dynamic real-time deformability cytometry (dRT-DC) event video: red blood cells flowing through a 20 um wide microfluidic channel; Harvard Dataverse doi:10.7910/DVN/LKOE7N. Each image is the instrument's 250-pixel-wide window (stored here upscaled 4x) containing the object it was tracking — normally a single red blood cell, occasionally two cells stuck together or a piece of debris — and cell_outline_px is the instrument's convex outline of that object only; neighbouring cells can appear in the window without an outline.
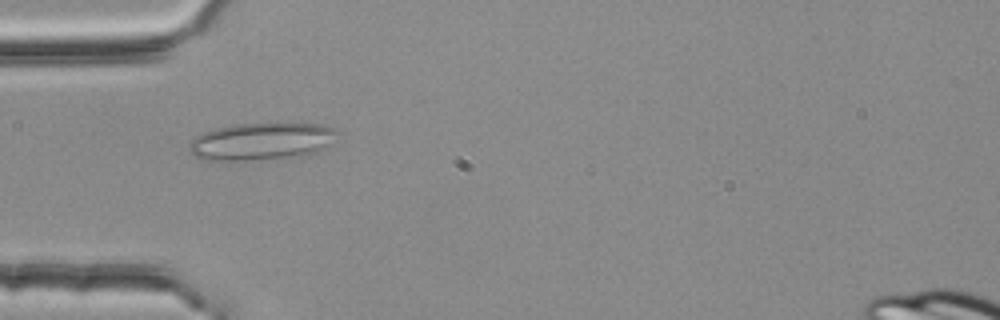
{"species": "common noctule bat (a hibernating species)", "species_latin": "Nyctalus noctula", "temperature_condition": "room temperature", "stored_images_in_passage": 9, "camera_frame_rate_fps": 3000, "um_per_image_px": 0.085, "animal": {"sex": "female", "body_mass_g": 25.1}, "frame": {"image": 1, "passage_image": 6, "time_ms": 1.667, "image_size_px": [1000, 320], "cell_outline_px": [[340, 132], [320, 152], [308, 156], [248, 160], [208, 160], [196, 156], [188, 152], [188, 144], [196, 136], [212, 128], [236, 124], [320, 124], [336, 128]], "centroid_in_image_um": [22.24, 12.02], "position_along_channel_um": 62.8, "area_um2": 32.43}}
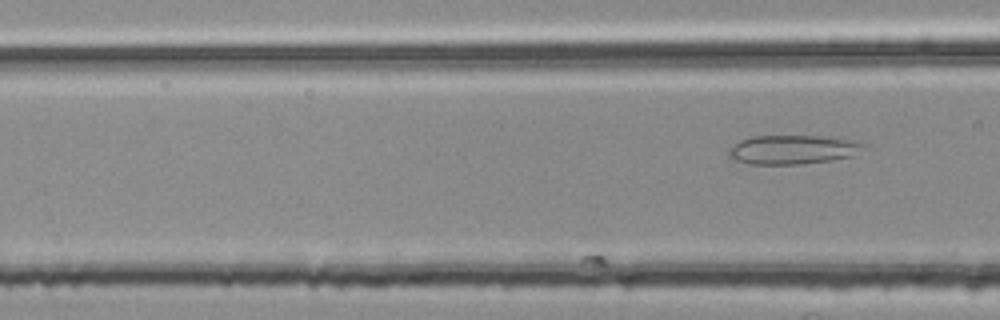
{"frame": {"image": 2, "passage_image": 9, "time_ms": 2.667, "image_size_px": [1000, 320], "cell_outline_px": [[868, 144], [852, 156], [832, 160], [796, 164], [748, 164], [736, 160], [728, 156], [728, 152], [740, 140], [752, 136], [820, 136], [852, 140]], "centroid_in_image_um": [67.39, 12.71], "position_along_channel_um": 99.2, "area_um2": 22.6}}